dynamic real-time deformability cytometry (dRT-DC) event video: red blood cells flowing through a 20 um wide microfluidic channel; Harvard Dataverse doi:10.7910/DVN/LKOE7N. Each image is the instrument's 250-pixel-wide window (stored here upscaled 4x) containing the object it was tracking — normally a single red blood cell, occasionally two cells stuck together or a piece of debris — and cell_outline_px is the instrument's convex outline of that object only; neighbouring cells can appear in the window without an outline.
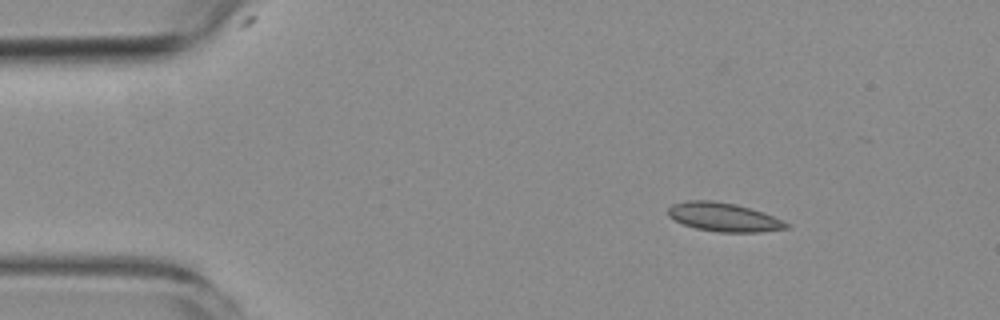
{"species": "common noctule bat (a hibernating species)", "species_latin": "Nyctalus noctula", "temperature_condition": "room temperature", "stored_images_in_passage": 3, "camera_frame_rate_fps": 3000, "um_per_image_px": 0.085, "animal": {"sex": "female", "body_mass_g": 19.3, "forearm_length_mm": 54.1}, "frame": {"image": 1, "passage_image": 1, "time_ms": 0.0, "image_size_px": [1000, 320], "cell_outline_px": [[792, 224], [788, 228], [760, 232], [716, 232], [696, 228], [684, 224], [668, 216], [668, 208], [672, 204], [688, 200], [712, 200], [736, 204], [764, 212], [784, 220]], "centroid_in_image_um": [61.56, 18.45], "position_along_channel_um": 23.4, "area_um2": 19.94}}